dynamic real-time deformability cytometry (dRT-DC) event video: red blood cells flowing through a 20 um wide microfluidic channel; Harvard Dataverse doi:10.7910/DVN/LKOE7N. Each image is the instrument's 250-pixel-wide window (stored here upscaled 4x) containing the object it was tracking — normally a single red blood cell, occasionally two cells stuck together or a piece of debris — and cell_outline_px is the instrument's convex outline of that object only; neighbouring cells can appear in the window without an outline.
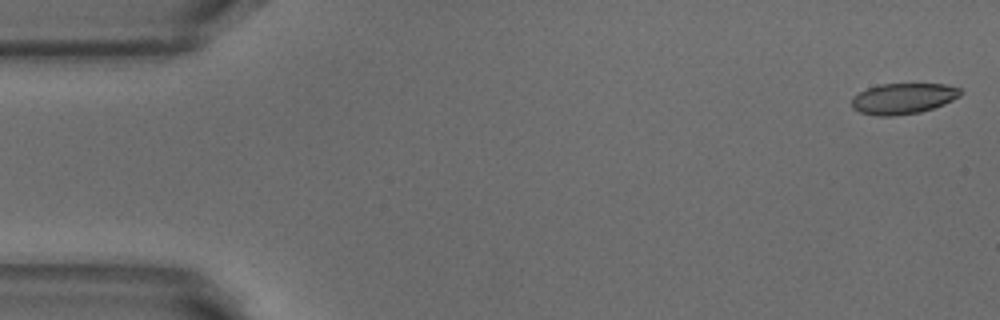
{"species": "common noctule bat (a hibernating species)", "species_latin": "Nyctalus noctula", "temperature_condition": "warm", "stored_images_in_passage": 51, "camera_frame_rate_fps": 3000, "um_per_image_px": 0.085, "animal": {"sex": "male", "body_mass_g": 18.8}, "frame": {"image": 1, "passage_image": 1, "time_ms": 0.0, "image_size_px": [1000, 320], "cell_outline_px": [[964, 92], [960, 96], [944, 104], [920, 112], [892, 116], [876, 116], [860, 112], [852, 108], [852, 96], [868, 88], [880, 84], [944, 84], [960, 88]], "centroid_in_image_um": [76.77, 8.38], "position_along_channel_um": 8.2, "area_um2": 19.54}}
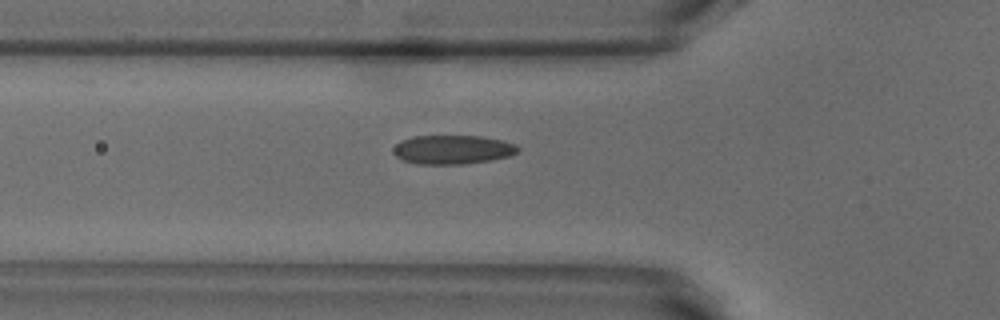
{"frame": {"image": 2, "passage_image": 17, "time_ms": 5.333, "image_size_px": [1000, 320], "cell_outline_px": [[520, 148], [512, 156], [492, 160], [464, 164], [416, 164], [400, 160], [396, 156], [396, 144], [400, 140], [412, 136], [480, 136], [500, 140], [516, 144]], "centroid_in_image_um": [38.49, 12.72], "position_along_channel_um": 87.3, "area_um2": 21.1}}
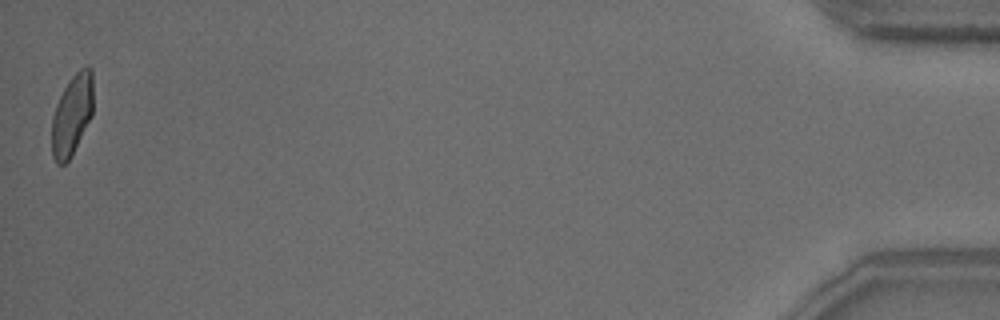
{"frame": {"image": 3, "passage_image": 51, "time_ms": 16.667, "image_size_px": [1000, 320], "cell_outline_px": [[92, 116], [72, 156], [64, 164], [56, 164], [52, 156], [52, 116], [56, 104], [68, 80], [80, 68], [88, 64], [92, 68]], "centroid_in_image_um": [6.12, 9.76], "position_along_channel_um": 429.1, "area_um2": 19.71}, "authors_computed_cell_mechanics": {"area_um2": 20.4612, "velocity_mm_per_s": 3.8712, "shape_relaxation_time_tau1_ms": 6.9918, "shape_relaxation_time_tau2_ms": 1.0682, "deformation_change_tau1": 0.1857, "deformation_change_tau2": 0.0616}}